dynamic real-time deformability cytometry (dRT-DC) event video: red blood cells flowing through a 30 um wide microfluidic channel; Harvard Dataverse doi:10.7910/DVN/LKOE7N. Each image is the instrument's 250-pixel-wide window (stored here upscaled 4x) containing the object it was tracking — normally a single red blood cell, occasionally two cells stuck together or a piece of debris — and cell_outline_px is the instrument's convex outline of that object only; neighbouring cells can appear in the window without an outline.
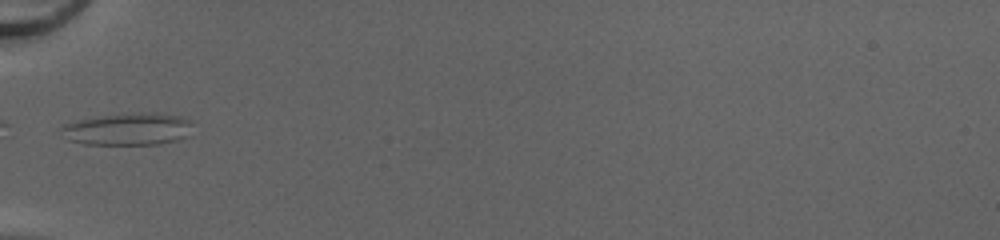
{"species": "common noctule bat (a hibernating species)", "species_latin": "Nyctalus noctula", "temperature_condition": "cold", "stored_images_in_passage": 32, "camera_frame_rate_fps": 3000, "um_per_image_px": 0.085, "animal": {"sex": "female", "body_mass_g": 20.0, "forearm_length_mm": 54.0}, "frame": {"image": 1, "passage_image": 1, "time_ms": 0.0, "image_size_px": [1000, 240], "cell_outline_px": [[192, 120], [188, 136], [180, 140], [156, 144], [84, 144], [68, 140], [60, 128], [64, 124], [76, 120], [100, 116], [132, 112], [156, 112], [180, 116]], "centroid_in_image_um": [10.91, 10.96], "position_along_channel_um": 74.1, "area_um2": 24.91}}
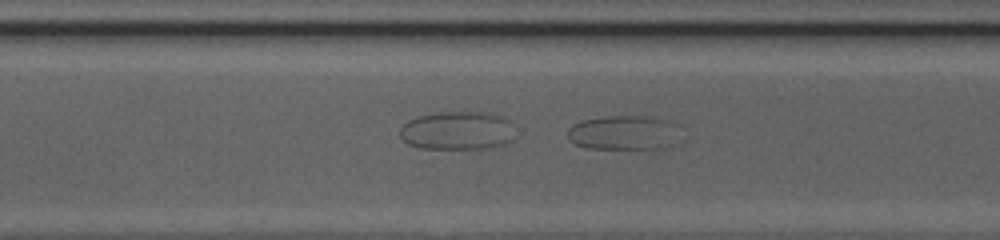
{"frame": {"image": 2, "passage_image": 19, "time_ms": 6.0, "image_size_px": [1000, 240], "cell_outline_px": [[680, 124], [672, 144], [668, 148], [584, 148], [568, 140], [568, 128], [572, 124], [580, 120], [608, 116], [652, 116], [668, 120]], "centroid_in_image_um": [53.0, 11.26], "position_along_channel_um": 317.6, "area_um2": 22.77}}